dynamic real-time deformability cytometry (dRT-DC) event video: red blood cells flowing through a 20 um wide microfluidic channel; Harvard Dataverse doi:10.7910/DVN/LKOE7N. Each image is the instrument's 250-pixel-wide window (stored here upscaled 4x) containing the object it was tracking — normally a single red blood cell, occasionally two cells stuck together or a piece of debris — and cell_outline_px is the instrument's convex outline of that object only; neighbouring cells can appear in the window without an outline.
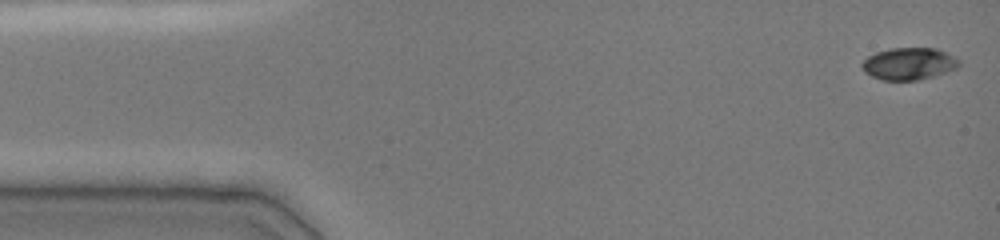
{"species": "common noctule bat (a hibernating species)", "species_latin": "Nyctalus noctula", "temperature_condition": "cold", "stored_images_in_passage": 48, "camera_frame_rate_fps": 3000, "um_per_image_px": 0.085, "animal": {"sex": "female", "body_mass_g": 19.0, "forearm_length_mm": 51.5}, "frame": {"image": 1, "passage_image": 1, "time_ms": 0.0, "image_size_px": [1000, 240], "cell_outline_px": [[960, 64], [956, 68], [936, 76], [920, 80], [880, 80], [864, 72], [860, 64], [868, 56], [876, 52], [892, 48], [936, 48], [960, 60]], "centroid_in_image_um": [77.24, 5.43], "position_along_channel_um": 7.8, "area_um2": 18.21}}
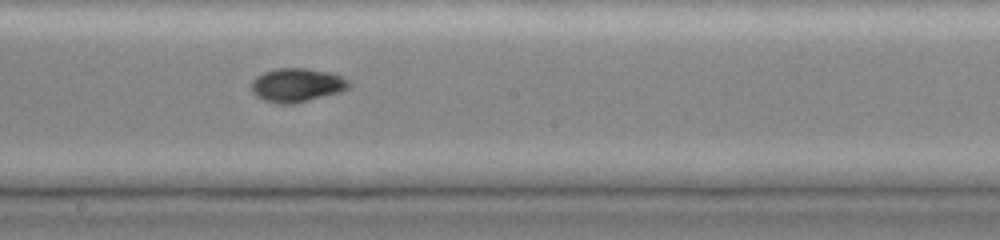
{"frame": {"image": 2, "passage_image": 26, "time_ms": 8.333, "image_size_px": [1000, 240], "cell_outline_px": [[352, 84], [348, 88], [340, 92], [292, 104], [280, 104], [264, 100], [256, 96], [252, 92], [252, 80], [256, 76], [264, 72], [276, 68], [308, 68], [328, 72], [340, 76], [348, 80]], "centroid_in_image_um": [25.22, 7.22], "position_along_channel_um": 223.0, "area_um2": 19.13}}
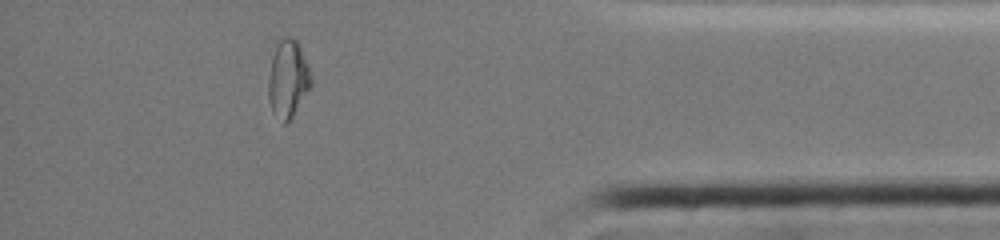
{"frame": {"image": 3, "passage_image": 42, "time_ms": 13.667, "image_size_px": [1000, 240], "cell_outline_px": [[312, 84], [292, 116], [284, 124], [272, 112], [268, 100], [268, 80], [272, 56], [276, 40], [280, 36], [292, 36], [296, 40], [312, 72]], "centroid_in_image_um": [24.46, 6.64], "position_along_channel_um": 410.7, "area_um2": 19.54}, "authors_computed_cell_mechanics": {"area_um2": 18.785, "velocity_mm_per_s": 3.9506, "shape_relaxation_time_tau1_ms": 9.459, "shape_relaxation_time_tau2_ms": 1.4445, "deformation_change_tau1": 0.2571, "deformation_change_tau2": 0.0312}}